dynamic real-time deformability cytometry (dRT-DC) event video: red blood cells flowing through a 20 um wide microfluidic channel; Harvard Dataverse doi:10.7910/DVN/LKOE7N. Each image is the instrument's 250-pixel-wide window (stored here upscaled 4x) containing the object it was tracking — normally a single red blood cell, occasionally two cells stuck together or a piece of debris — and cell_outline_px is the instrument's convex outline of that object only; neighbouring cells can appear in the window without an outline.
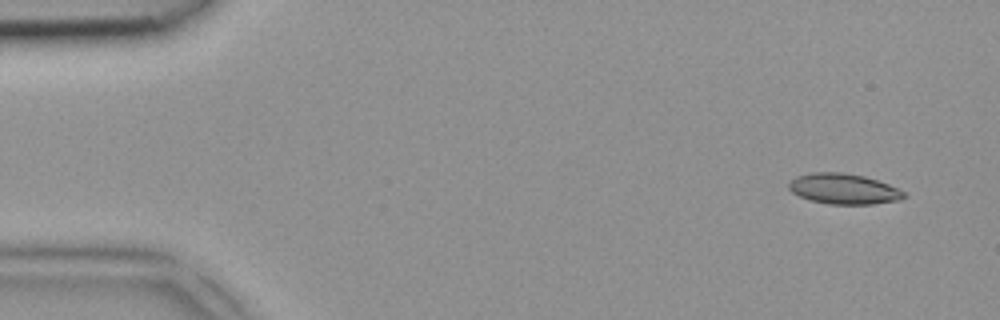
{"species": "common noctule bat (a hibernating species)", "species_latin": "Nyctalus noctula", "temperature_condition": "room temperature", "stored_images_in_passage": 5, "camera_frame_rate_fps": 3000, "um_per_image_px": 0.085, "animal": {"sex": "female", "body_mass_g": 18.4}, "frame": {"image": 1, "passage_image": 1, "time_ms": 0.0, "image_size_px": [1000, 320], "cell_outline_px": [[908, 196], [900, 200], [872, 204], [828, 204], [808, 200], [792, 192], [788, 188], [788, 184], [796, 176], [812, 172], [840, 172], [864, 176], [888, 184], [904, 192]], "centroid_in_image_um": [71.7, 16.06], "position_along_channel_um": 13.3, "area_um2": 20.46}}